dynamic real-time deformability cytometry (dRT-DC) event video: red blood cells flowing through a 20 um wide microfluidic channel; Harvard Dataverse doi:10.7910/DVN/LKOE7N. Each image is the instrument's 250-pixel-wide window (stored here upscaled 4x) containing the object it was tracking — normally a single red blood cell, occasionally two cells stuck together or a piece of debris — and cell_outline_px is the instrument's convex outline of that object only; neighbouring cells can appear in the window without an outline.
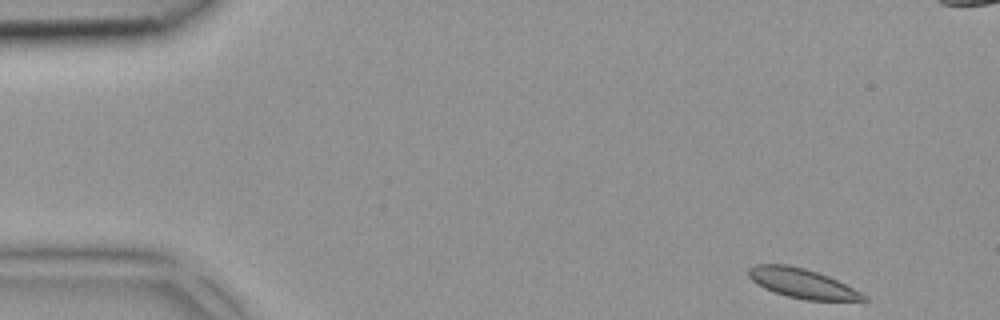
{"species": "common noctule bat (a hibernating species)", "species_latin": "Nyctalus noctula", "temperature_condition": "room temperature", "stored_images_in_passage": 4, "camera_frame_rate_fps": 3000, "um_per_image_px": 0.085, "animal": {"sex": "female", "body_mass_g": 18.4}, "frame": {"image": 1, "passage_image": 1, "time_ms": 0.0, "image_size_px": [1000, 320], "cell_outline_px": [[872, 300], [808, 300], [788, 296], [764, 288], [756, 284], [748, 276], [748, 268], [756, 264], [788, 264], [804, 268], [828, 276], [868, 296]], "centroid_in_image_um": [68.16, 24.07], "position_along_channel_um": 16.8, "area_um2": 19.54}}